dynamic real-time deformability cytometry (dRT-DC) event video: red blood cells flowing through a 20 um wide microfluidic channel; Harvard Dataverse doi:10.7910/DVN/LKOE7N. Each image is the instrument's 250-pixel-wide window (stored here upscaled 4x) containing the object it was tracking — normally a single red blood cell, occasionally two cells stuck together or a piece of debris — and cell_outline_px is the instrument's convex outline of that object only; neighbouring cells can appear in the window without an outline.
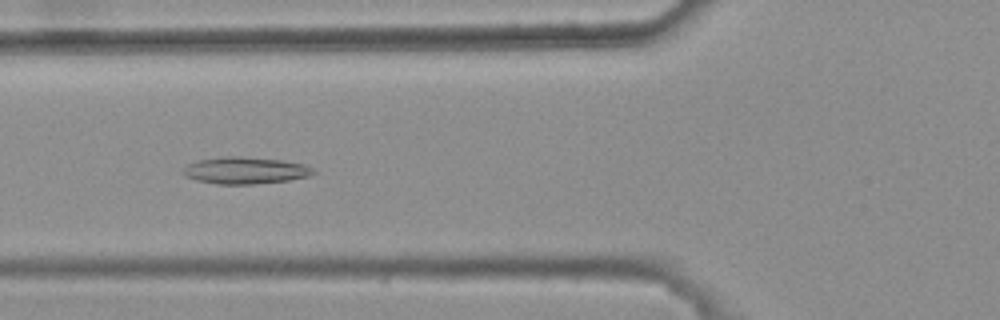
{"species": "common noctule bat (a hibernating species)", "species_latin": "Nyctalus noctula", "temperature_condition": "warm", "stored_images_in_passage": 45, "camera_frame_rate_fps": 3000, "um_per_image_px": 0.085, "animal": {"sex": "female", "body_mass_g": 25.1}, "frame": {"image": 1, "passage_image": 19, "time_ms": 6.0, "image_size_px": [1000, 320], "cell_outline_px": [[316, 172], [308, 176], [288, 180], [256, 184], [216, 184], [196, 180], [184, 176], [180, 172], [188, 164], [196, 160], [224, 156], [240, 156], [284, 160], [304, 164], [312, 168]], "centroid_in_image_um": [20.8, 14.48], "position_along_channel_um": 105.0, "area_um2": 20.58}}
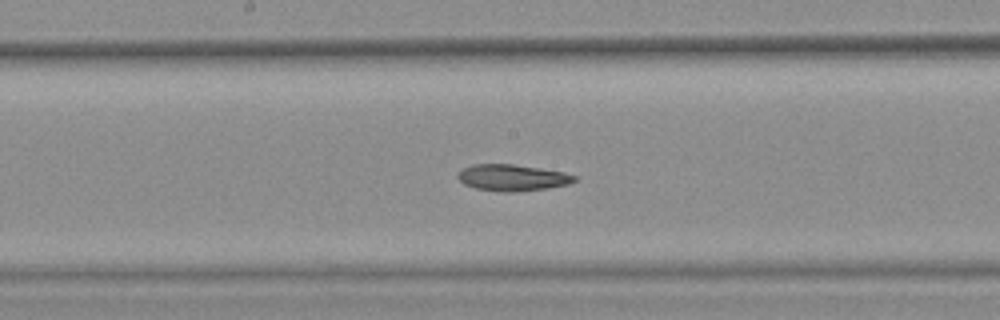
{"frame": {"image": 2, "passage_image": 27, "time_ms": 8.667, "image_size_px": [1000, 320], "cell_outline_px": [[576, 180], [568, 184], [548, 188], [512, 192], [500, 192], [476, 188], [464, 184], [456, 176], [464, 168], [472, 164], [512, 164], [564, 172], [576, 176]], "centroid_in_image_um": [43.54, 15.1], "position_along_channel_um": 204.7, "area_um2": 17.8}}
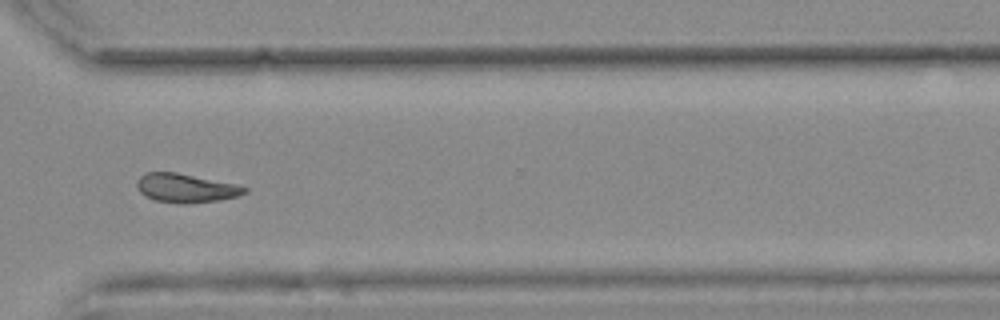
{"frame": {"image": 3, "passage_image": 39, "time_ms": 12.667, "image_size_px": [1000, 320], "cell_outline_px": [[248, 192], [236, 196], [220, 200], [184, 204], [180, 204], [156, 200], [140, 192], [136, 184], [136, 180], [144, 172], [176, 172], [236, 184], [248, 188]], "centroid_in_image_um": [15.79, 15.98], "position_along_channel_um": 354.8, "area_um2": 18.03}}